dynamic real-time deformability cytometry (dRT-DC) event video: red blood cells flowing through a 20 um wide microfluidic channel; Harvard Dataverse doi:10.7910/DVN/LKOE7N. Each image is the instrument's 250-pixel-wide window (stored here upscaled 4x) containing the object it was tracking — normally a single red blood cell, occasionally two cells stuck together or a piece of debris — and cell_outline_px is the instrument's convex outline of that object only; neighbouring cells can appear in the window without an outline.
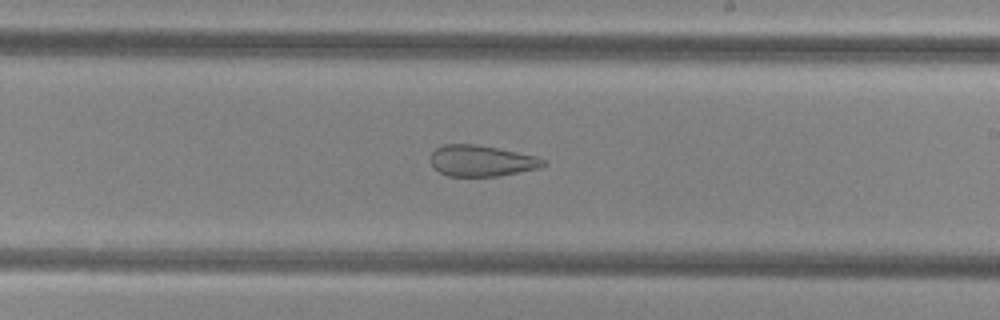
{"species": "common noctule bat (a hibernating species)", "species_latin": "Nyctalus noctula", "temperature_condition": "cold", "stored_images_in_passage": 43, "camera_frame_rate_fps": 3000, "um_per_image_px": 0.085, "animal": {"sex": "female", "body_mass_g": 29.2, "forearm_length_mm": 56.3}, "frame": {"image": 1, "passage_image": 31, "time_ms": 10.0, "image_size_px": [1000, 320], "cell_outline_px": [[548, 164], [540, 168], [520, 172], [496, 176], [448, 176], [440, 172], [432, 164], [432, 152], [436, 148], [444, 144], [472, 144], [496, 148], [536, 156], [544, 160]], "centroid_in_image_um": [40.95, 13.67], "position_along_channel_um": 248.0, "area_um2": 20.17}}